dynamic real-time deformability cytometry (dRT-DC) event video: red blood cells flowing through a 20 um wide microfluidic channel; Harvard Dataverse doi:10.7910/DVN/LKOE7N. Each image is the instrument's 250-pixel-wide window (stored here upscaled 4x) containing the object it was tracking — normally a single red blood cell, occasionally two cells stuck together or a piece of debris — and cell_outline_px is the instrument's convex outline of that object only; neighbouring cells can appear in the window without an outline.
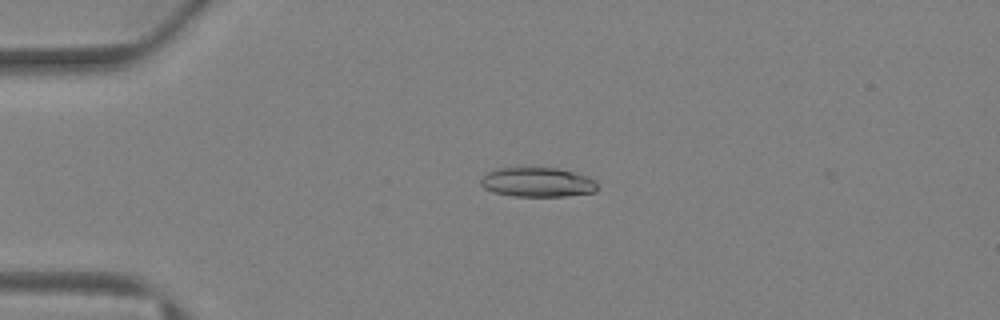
{"species": "Egyptian fruit bat (a non-hibernating species)", "species_latin": "Rousettus aegyptiacus", "temperature_condition": "warm", "stored_images_in_passage": 36, "camera_frame_rate_fps": 3000, "um_per_image_px": 0.085, "animal": {"sex": "female"}, "frame": {"image": 1, "passage_image": 5, "time_ms": 1.333, "image_size_px": [1000, 320], "cell_outline_px": [[600, 188], [596, 192], [564, 196], [512, 196], [492, 192], [484, 188], [480, 184], [480, 176], [488, 172], [500, 168], [560, 168], [588, 176], [596, 180], [600, 184]], "centroid_in_image_um": [45.73, 15.49], "position_along_channel_um": 39.3, "area_um2": 20.4}}
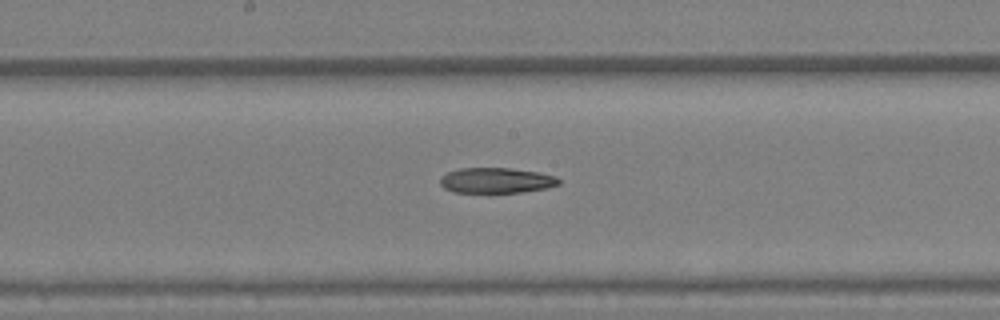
{"frame": {"image": 2, "passage_image": 17, "time_ms": 5.333, "image_size_px": [1000, 320], "cell_outline_px": [[560, 184], [548, 188], [520, 192], [452, 192], [444, 188], [440, 184], [440, 176], [448, 172], [460, 168], [512, 168], [540, 172], [556, 176], [560, 180]], "centroid_in_image_um": [42.2, 15.33], "position_along_channel_um": 206.0, "area_um2": 17.69}}
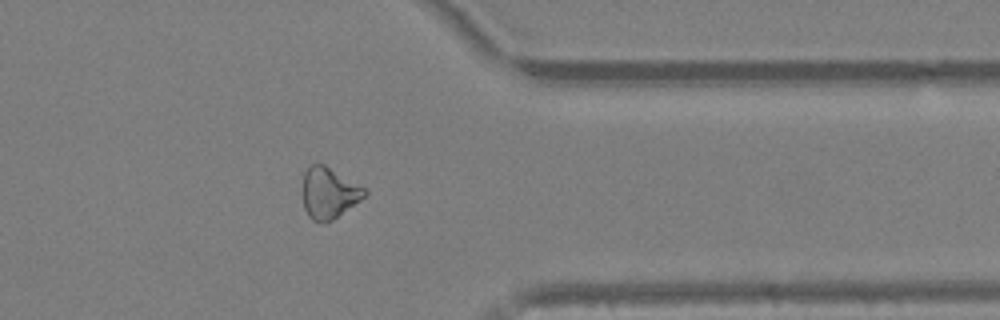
{"frame": {"image": 3, "passage_image": 28, "time_ms": 9.0, "image_size_px": [1000, 320], "cell_outline_px": [[368, 192], [360, 200], [332, 220], [324, 224], [320, 224], [312, 220], [308, 216], [304, 208], [304, 172], [312, 164], [324, 164], [368, 188]], "centroid_in_image_um": [27.99, 16.41], "position_along_channel_um": 383.4, "area_um2": 18.5}}